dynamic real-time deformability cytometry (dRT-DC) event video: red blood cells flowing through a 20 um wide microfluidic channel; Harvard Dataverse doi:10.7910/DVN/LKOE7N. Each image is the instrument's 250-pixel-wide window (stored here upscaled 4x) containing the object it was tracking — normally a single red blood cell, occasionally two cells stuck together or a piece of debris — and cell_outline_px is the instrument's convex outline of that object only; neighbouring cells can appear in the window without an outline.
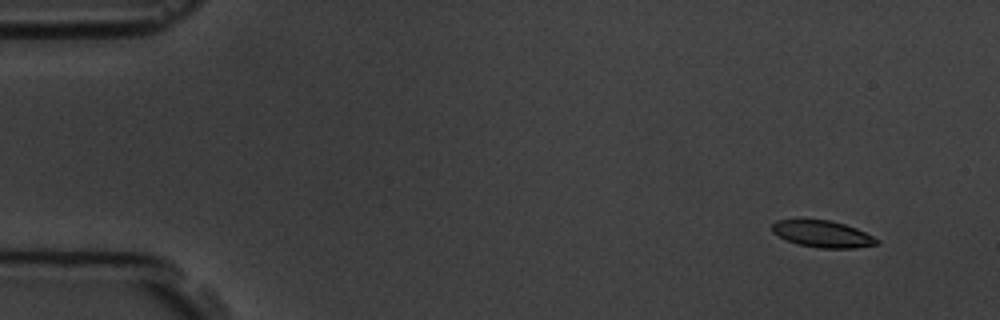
{"species": "common noctule bat (a hibernating species)", "species_latin": "Nyctalus noctula", "temperature_condition": "room temperature", "stored_images_in_passage": 6, "camera_frame_rate_fps": 3000, "um_per_image_px": 0.085, "animal": {"sex": "male", "body_mass_g": 19.5, "forearm_length_mm": 54.6}, "frame": {"image": 1, "passage_image": 2, "time_ms": 1.0, "image_size_px": [1000, 320], "cell_outline_px": [[880, 244], [856, 248], [820, 248], [796, 244], [772, 232], [772, 224], [776, 220], [828, 220], [844, 224], [856, 228], [880, 240]], "centroid_in_image_um": [69.95, 19.9], "position_along_channel_um": 15.1, "area_um2": 16.18}}
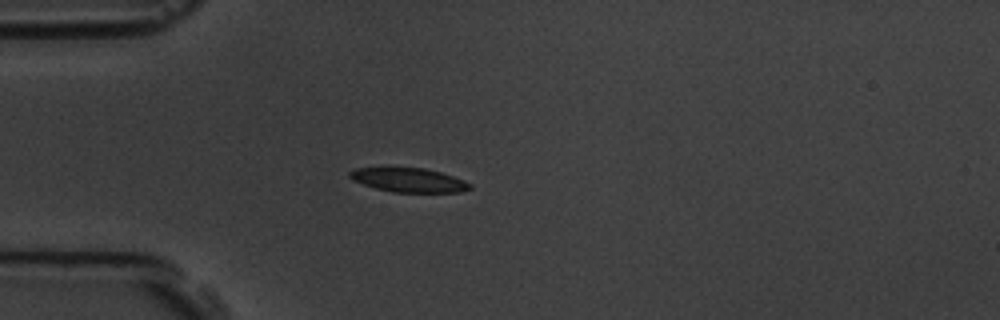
{"frame": {"image": 2, "passage_image": 5, "time_ms": 4.667, "image_size_px": [1000, 320], "cell_outline_px": [[472, 188], [460, 192], [392, 192], [376, 188], [352, 180], [348, 176], [348, 172], [356, 168], [424, 168], [440, 172], [464, 180], [472, 184]], "centroid_in_image_um": [34.75, 15.31], "position_along_channel_um": 50.2, "area_um2": 16.76}}